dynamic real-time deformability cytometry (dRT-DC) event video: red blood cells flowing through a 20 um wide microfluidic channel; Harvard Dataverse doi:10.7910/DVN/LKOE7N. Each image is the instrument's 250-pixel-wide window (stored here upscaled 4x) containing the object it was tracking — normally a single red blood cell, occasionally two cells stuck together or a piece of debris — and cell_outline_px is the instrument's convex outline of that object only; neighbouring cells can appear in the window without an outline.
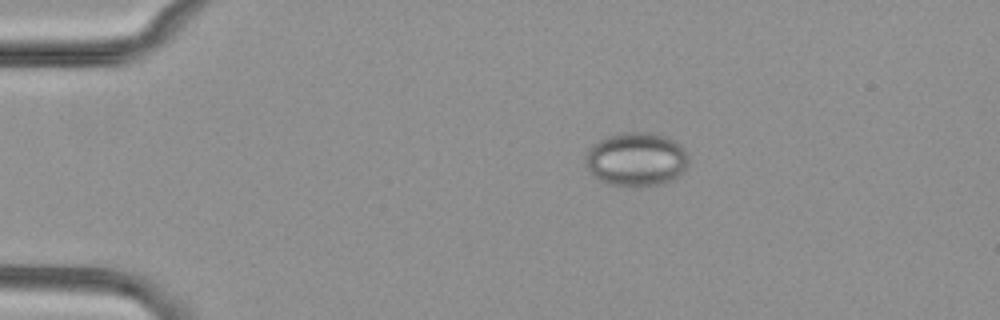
{"species": "common noctule bat (a hibernating species)", "species_latin": "Nyctalus noctula", "temperature_condition": "cold", "stored_images_in_passage": 51, "camera_frame_rate_fps": 3000, "um_per_image_px": 0.085, "animal": {"sex": "female", "body_mass_g": 29.2, "forearm_length_mm": 56.3}, "frame": {"image": 1, "passage_image": 6, "time_ms": 1.667, "image_size_px": [1000, 320], "cell_outline_px": [[688, 164], [672, 180], [664, 184], [612, 184], [600, 180], [592, 176], [584, 160], [584, 156], [592, 144], [608, 136], [624, 132], [652, 132], [664, 136], [672, 140], [688, 152]], "centroid_in_image_um": [54.06, 13.5], "position_along_channel_um": 30.9, "area_um2": 31.79}}
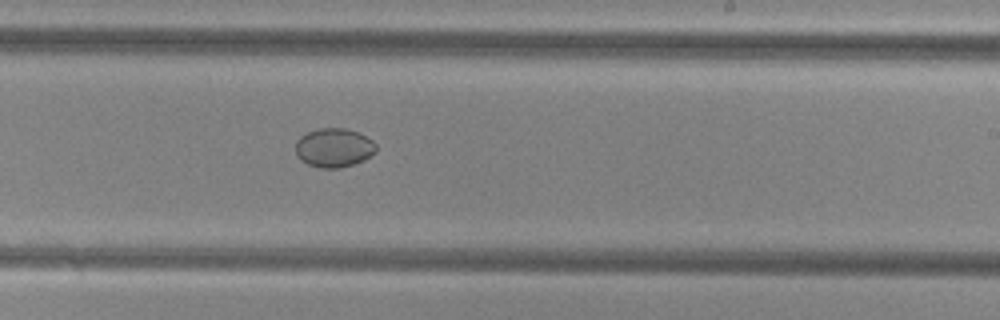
{"frame": {"image": 2, "passage_image": 29, "time_ms": 9.333, "image_size_px": [1000, 320], "cell_outline_px": [[376, 152], [364, 160], [340, 168], [320, 168], [308, 164], [300, 160], [296, 156], [296, 140], [300, 136], [316, 128], [344, 128], [356, 132], [372, 140], [376, 144]], "centroid_in_image_um": [28.36, 12.56], "position_along_channel_um": 260.6, "area_um2": 18.32}}
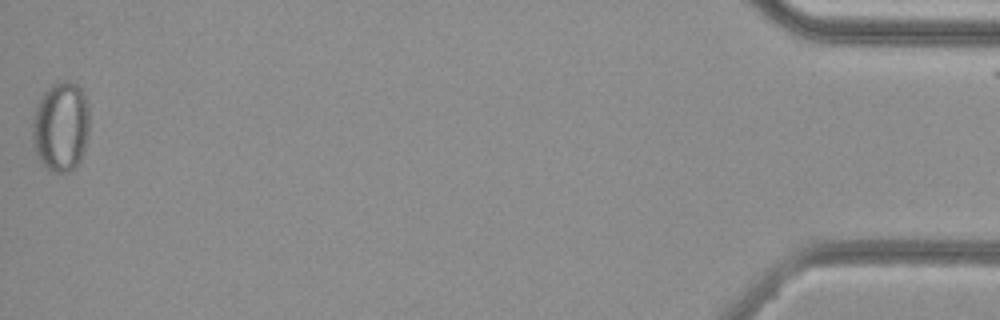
{"frame": {"image": 3, "passage_image": 50, "time_ms": 16.333, "image_size_px": [1000, 320], "cell_outline_px": [[88, 136], [84, 152], [80, 160], [68, 172], [52, 172], [40, 160], [36, 152], [32, 140], [32, 120], [36, 104], [44, 92], [52, 84], [60, 80], [68, 80], [76, 84], [84, 92], [88, 108]], "centroid_in_image_um": [5.17, 10.73], "position_along_channel_um": 430.0, "area_um2": 30.0}}